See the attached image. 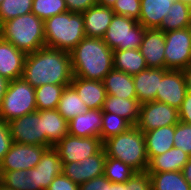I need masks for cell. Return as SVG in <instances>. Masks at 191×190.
<instances>
[{"instance_id":"f6af8a7d","label":"cell","mask_w":191,"mask_h":190,"mask_svg":"<svg viewBox=\"0 0 191 190\" xmlns=\"http://www.w3.org/2000/svg\"><path fill=\"white\" fill-rule=\"evenodd\" d=\"M179 120L191 124V93L186 92L185 98L181 104V107L178 109Z\"/></svg>"},{"instance_id":"7dc6e473","label":"cell","mask_w":191,"mask_h":190,"mask_svg":"<svg viewBox=\"0 0 191 190\" xmlns=\"http://www.w3.org/2000/svg\"><path fill=\"white\" fill-rule=\"evenodd\" d=\"M182 72L185 78L187 92L191 93V64L187 68H184Z\"/></svg>"},{"instance_id":"f546056e","label":"cell","mask_w":191,"mask_h":190,"mask_svg":"<svg viewBox=\"0 0 191 190\" xmlns=\"http://www.w3.org/2000/svg\"><path fill=\"white\" fill-rule=\"evenodd\" d=\"M88 110L86 104L80 99L76 90L71 86L63 89L57 111L69 122L79 114Z\"/></svg>"},{"instance_id":"e0dca14e","label":"cell","mask_w":191,"mask_h":190,"mask_svg":"<svg viewBox=\"0 0 191 190\" xmlns=\"http://www.w3.org/2000/svg\"><path fill=\"white\" fill-rule=\"evenodd\" d=\"M26 53L0 37V76L8 81L20 79L26 59Z\"/></svg>"},{"instance_id":"f35d334b","label":"cell","mask_w":191,"mask_h":190,"mask_svg":"<svg viewBox=\"0 0 191 190\" xmlns=\"http://www.w3.org/2000/svg\"><path fill=\"white\" fill-rule=\"evenodd\" d=\"M174 147L180 148L191 157V124L179 121L175 125Z\"/></svg>"},{"instance_id":"9c48e42d","label":"cell","mask_w":191,"mask_h":190,"mask_svg":"<svg viewBox=\"0 0 191 190\" xmlns=\"http://www.w3.org/2000/svg\"><path fill=\"white\" fill-rule=\"evenodd\" d=\"M178 109L159 101H149L140 106L139 120L135 125L142 132L179 122Z\"/></svg>"},{"instance_id":"60d3db41","label":"cell","mask_w":191,"mask_h":190,"mask_svg":"<svg viewBox=\"0 0 191 190\" xmlns=\"http://www.w3.org/2000/svg\"><path fill=\"white\" fill-rule=\"evenodd\" d=\"M13 139L10 135L8 123L0 119V162L9 151Z\"/></svg>"},{"instance_id":"f907efd6","label":"cell","mask_w":191,"mask_h":190,"mask_svg":"<svg viewBox=\"0 0 191 190\" xmlns=\"http://www.w3.org/2000/svg\"><path fill=\"white\" fill-rule=\"evenodd\" d=\"M179 1L191 6V0H179Z\"/></svg>"},{"instance_id":"7bdbcfd3","label":"cell","mask_w":191,"mask_h":190,"mask_svg":"<svg viewBox=\"0 0 191 190\" xmlns=\"http://www.w3.org/2000/svg\"><path fill=\"white\" fill-rule=\"evenodd\" d=\"M112 184L104 175L93 178L79 185L80 190H109Z\"/></svg>"},{"instance_id":"4316f807","label":"cell","mask_w":191,"mask_h":190,"mask_svg":"<svg viewBox=\"0 0 191 190\" xmlns=\"http://www.w3.org/2000/svg\"><path fill=\"white\" fill-rule=\"evenodd\" d=\"M141 103L137 99L119 98L106 95L102 112L116 114L126 119L132 126L139 120Z\"/></svg>"},{"instance_id":"cb8c5ba5","label":"cell","mask_w":191,"mask_h":190,"mask_svg":"<svg viewBox=\"0 0 191 190\" xmlns=\"http://www.w3.org/2000/svg\"><path fill=\"white\" fill-rule=\"evenodd\" d=\"M175 0H140L141 13L137 20L144 28L154 29L161 25Z\"/></svg>"},{"instance_id":"2e32d148","label":"cell","mask_w":191,"mask_h":190,"mask_svg":"<svg viewBox=\"0 0 191 190\" xmlns=\"http://www.w3.org/2000/svg\"><path fill=\"white\" fill-rule=\"evenodd\" d=\"M139 50L148 68H165V32L146 29Z\"/></svg>"},{"instance_id":"4fadbf2b","label":"cell","mask_w":191,"mask_h":190,"mask_svg":"<svg viewBox=\"0 0 191 190\" xmlns=\"http://www.w3.org/2000/svg\"><path fill=\"white\" fill-rule=\"evenodd\" d=\"M63 168L64 163L57 151L48 148L39 163L28 170L30 190H46L56 176L63 174Z\"/></svg>"},{"instance_id":"52a82bcc","label":"cell","mask_w":191,"mask_h":190,"mask_svg":"<svg viewBox=\"0 0 191 190\" xmlns=\"http://www.w3.org/2000/svg\"><path fill=\"white\" fill-rule=\"evenodd\" d=\"M145 31L136 19L114 14L102 39L111 50L138 49Z\"/></svg>"},{"instance_id":"83f0119b","label":"cell","mask_w":191,"mask_h":190,"mask_svg":"<svg viewBox=\"0 0 191 190\" xmlns=\"http://www.w3.org/2000/svg\"><path fill=\"white\" fill-rule=\"evenodd\" d=\"M114 69L135 75L147 69L145 58L138 49L113 50Z\"/></svg>"},{"instance_id":"277c9868","label":"cell","mask_w":191,"mask_h":190,"mask_svg":"<svg viewBox=\"0 0 191 190\" xmlns=\"http://www.w3.org/2000/svg\"><path fill=\"white\" fill-rule=\"evenodd\" d=\"M0 37L26 54L45 47L44 20L32 12L1 24Z\"/></svg>"},{"instance_id":"8fae6325","label":"cell","mask_w":191,"mask_h":190,"mask_svg":"<svg viewBox=\"0 0 191 190\" xmlns=\"http://www.w3.org/2000/svg\"><path fill=\"white\" fill-rule=\"evenodd\" d=\"M102 147L103 142L98 137H76L69 134L53 146L63 163L78 162L96 154Z\"/></svg>"},{"instance_id":"4dcf8cb0","label":"cell","mask_w":191,"mask_h":190,"mask_svg":"<svg viewBox=\"0 0 191 190\" xmlns=\"http://www.w3.org/2000/svg\"><path fill=\"white\" fill-rule=\"evenodd\" d=\"M152 190H191L182 171L149 173Z\"/></svg>"},{"instance_id":"836d02e7","label":"cell","mask_w":191,"mask_h":190,"mask_svg":"<svg viewBox=\"0 0 191 190\" xmlns=\"http://www.w3.org/2000/svg\"><path fill=\"white\" fill-rule=\"evenodd\" d=\"M132 125L124 118L109 112H102L101 141L127 131Z\"/></svg>"},{"instance_id":"603a6c76","label":"cell","mask_w":191,"mask_h":190,"mask_svg":"<svg viewBox=\"0 0 191 190\" xmlns=\"http://www.w3.org/2000/svg\"><path fill=\"white\" fill-rule=\"evenodd\" d=\"M42 126L45 132V146L49 148L69 134L68 121L57 109L42 111Z\"/></svg>"},{"instance_id":"484cf974","label":"cell","mask_w":191,"mask_h":190,"mask_svg":"<svg viewBox=\"0 0 191 190\" xmlns=\"http://www.w3.org/2000/svg\"><path fill=\"white\" fill-rule=\"evenodd\" d=\"M190 156L180 148L172 147L165 153L154 156L149 160L147 172L160 173L170 171H181L188 162Z\"/></svg>"},{"instance_id":"d6986e66","label":"cell","mask_w":191,"mask_h":190,"mask_svg":"<svg viewBox=\"0 0 191 190\" xmlns=\"http://www.w3.org/2000/svg\"><path fill=\"white\" fill-rule=\"evenodd\" d=\"M111 7L95 4L82 13L85 36L103 38L114 16Z\"/></svg>"},{"instance_id":"1f68e13d","label":"cell","mask_w":191,"mask_h":190,"mask_svg":"<svg viewBox=\"0 0 191 190\" xmlns=\"http://www.w3.org/2000/svg\"><path fill=\"white\" fill-rule=\"evenodd\" d=\"M68 85L44 84L35 88L37 111L57 109L63 89Z\"/></svg>"},{"instance_id":"ba28073f","label":"cell","mask_w":191,"mask_h":190,"mask_svg":"<svg viewBox=\"0 0 191 190\" xmlns=\"http://www.w3.org/2000/svg\"><path fill=\"white\" fill-rule=\"evenodd\" d=\"M165 69L183 70L191 64V27L165 32Z\"/></svg>"},{"instance_id":"c3c4849f","label":"cell","mask_w":191,"mask_h":190,"mask_svg":"<svg viewBox=\"0 0 191 190\" xmlns=\"http://www.w3.org/2000/svg\"><path fill=\"white\" fill-rule=\"evenodd\" d=\"M8 83H9V81L6 78L0 76V105H1V102L3 101L4 95L6 93Z\"/></svg>"},{"instance_id":"7c38bea8","label":"cell","mask_w":191,"mask_h":190,"mask_svg":"<svg viewBox=\"0 0 191 190\" xmlns=\"http://www.w3.org/2000/svg\"><path fill=\"white\" fill-rule=\"evenodd\" d=\"M48 148L47 146L13 142L0 162V171L30 170L39 163Z\"/></svg>"},{"instance_id":"ee69618b","label":"cell","mask_w":191,"mask_h":190,"mask_svg":"<svg viewBox=\"0 0 191 190\" xmlns=\"http://www.w3.org/2000/svg\"><path fill=\"white\" fill-rule=\"evenodd\" d=\"M68 11L83 13L96 4L95 0H65Z\"/></svg>"},{"instance_id":"8d00e7d4","label":"cell","mask_w":191,"mask_h":190,"mask_svg":"<svg viewBox=\"0 0 191 190\" xmlns=\"http://www.w3.org/2000/svg\"><path fill=\"white\" fill-rule=\"evenodd\" d=\"M28 170L0 171L1 184L11 190H30Z\"/></svg>"},{"instance_id":"e575fe53","label":"cell","mask_w":191,"mask_h":190,"mask_svg":"<svg viewBox=\"0 0 191 190\" xmlns=\"http://www.w3.org/2000/svg\"><path fill=\"white\" fill-rule=\"evenodd\" d=\"M32 5L33 0H3L0 4V24L17 16L31 13Z\"/></svg>"},{"instance_id":"f1b7e54d","label":"cell","mask_w":191,"mask_h":190,"mask_svg":"<svg viewBox=\"0 0 191 190\" xmlns=\"http://www.w3.org/2000/svg\"><path fill=\"white\" fill-rule=\"evenodd\" d=\"M188 27H191V6L175 0L157 29L168 32Z\"/></svg>"},{"instance_id":"3957f363","label":"cell","mask_w":191,"mask_h":190,"mask_svg":"<svg viewBox=\"0 0 191 190\" xmlns=\"http://www.w3.org/2000/svg\"><path fill=\"white\" fill-rule=\"evenodd\" d=\"M106 157H112L131 166L137 172L147 171L149 159L143 132L136 126L103 141Z\"/></svg>"},{"instance_id":"5bb4252c","label":"cell","mask_w":191,"mask_h":190,"mask_svg":"<svg viewBox=\"0 0 191 190\" xmlns=\"http://www.w3.org/2000/svg\"><path fill=\"white\" fill-rule=\"evenodd\" d=\"M106 154L103 147L94 155L78 162L64 163L63 174L80 185L103 175Z\"/></svg>"},{"instance_id":"30bf717a","label":"cell","mask_w":191,"mask_h":190,"mask_svg":"<svg viewBox=\"0 0 191 190\" xmlns=\"http://www.w3.org/2000/svg\"><path fill=\"white\" fill-rule=\"evenodd\" d=\"M13 142L45 146L42 111H36L8 122Z\"/></svg>"},{"instance_id":"ac0fdd59","label":"cell","mask_w":191,"mask_h":190,"mask_svg":"<svg viewBox=\"0 0 191 190\" xmlns=\"http://www.w3.org/2000/svg\"><path fill=\"white\" fill-rule=\"evenodd\" d=\"M167 70L165 68H147L133 75L135 93L141 104L156 100L159 81Z\"/></svg>"},{"instance_id":"ffe728a7","label":"cell","mask_w":191,"mask_h":190,"mask_svg":"<svg viewBox=\"0 0 191 190\" xmlns=\"http://www.w3.org/2000/svg\"><path fill=\"white\" fill-rule=\"evenodd\" d=\"M70 85L88 109H103L107 95L103 81L73 77Z\"/></svg>"},{"instance_id":"681fc988","label":"cell","mask_w":191,"mask_h":190,"mask_svg":"<svg viewBox=\"0 0 191 190\" xmlns=\"http://www.w3.org/2000/svg\"><path fill=\"white\" fill-rule=\"evenodd\" d=\"M117 0H95L96 4L112 7Z\"/></svg>"},{"instance_id":"7a4b0ae2","label":"cell","mask_w":191,"mask_h":190,"mask_svg":"<svg viewBox=\"0 0 191 190\" xmlns=\"http://www.w3.org/2000/svg\"><path fill=\"white\" fill-rule=\"evenodd\" d=\"M73 77L103 81L114 68L113 50L102 38L84 37L70 52Z\"/></svg>"},{"instance_id":"8992f818","label":"cell","mask_w":191,"mask_h":190,"mask_svg":"<svg viewBox=\"0 0 191 190\" xmlns=\"http://www.w3.org/2000/svg\"><path fill=\"white\" fill-rule=\"evenodd\" d=\"M36 111L35 88L22 78L9 81L0 105V119L8 123Z\"/></svg>"},{"instance_id":"5b68a950","label":"cell","mask_w":191,"mask_h":190,"mask_svg":"<svg viewBox=\"0 0 191 190\" xmlns=\"http://www.w3.org/2000/svg\"><path fill=\"white\" fill-rule=\"evenodd\" d=\"M45 46L71 52L85 37L82 13L67 11L44 20Z\"/></svg>"},{"instance_id":"ab89813d","label":"cell","mask_w":191,"mask_h":190,"mask_svg":"<svg viewBox=\"0 0 191 190\" xmlns=\"http://www.w3.org/2000/svg\"><path fill=\"white\" fill-rule=\"evenodd\" d=\"M111 9L117 15L138 20L141 13L140 0H117Z\"/></svg>"},{"instance_id":"d4e9b609","label":"cell","mask_w":191,"mask_h":190,"mask_svg":"<svg viewBox=\"0 0 191 190\" xmlns=\"http://www.w3.org/2000/svg\"><path fill=\"white\" fill-rule=\"evenodd\" d=\"M107 95L119 98L137 99L133 75L112 69L103 79Z\"/></svg>"},{"instance_id":"d6a6232c","label":"cell","mask_w":191,"mask_h":190,"mask_svg":"<svg viewBox=\"0 0 191 190\" xmlns=\"http://www.w3.org/2000/svg\"><path fill=\"white\" fill-rule=\"evenodd\" d=\"M137 171L131 166L112 157H107L103 175L112 183H125Z\"/></svg>"},{"instance_id":"74e56055","label":"cell","mask_w":191,"mask_h":190,"mask_svg":"<svg viewBox=\"0 0 191 190\" xmlns=\"http://www.w3.org/2000/svg\"><path fill=\"white\" fill-rule=\"evenodd\" d=\"M109 190H152L149 173L136 172L125 183H112Z\"/></svg>"},{"instance_id":"bcb514c9","label":"cell","mask_w":191,"mask_h":190,"mask_svg":"<svg viewBox=\"0 0 191 190\" xmlns=\"http://www.w3.org/2000/svg\"><path fill=\"white\" fill-rule=\"evenodd\" d=\"M181 171H182L184 179L191 186V157L189 158L188 162L184 165Z\"/></svg>"},{"instance_id":"6da1fadb","label":"cell","mask_w":191,"mask_h":190,"mask_svg":"<svg viewBox=\"0 0 191 190\" xmlns=\"http://www.w3.org/2000/svg\"><path fill=\"white\" fill-rule=\"evenodd\" d=\"M21 78L34 88L44 84L69 86L73 78L70 52L45 46L27 54Z\"/></svg>"},{"instance_id":"816d5d0a","label":"cell","mask_w":191,"mask_h":190,"mask_svg":"<svg viewBox=\"0 0 191 190\" xmlns=\"http://www.w3.org/2000/svg\"><path fill=\"white\" fill-rule=\"evenodd\" d=\"M0 190H11V189H8L4 185L0 184Z\"/></svg>"},{"instance_id":"44dd1931","label":"cell","mask_w":191,"mask_h":190,"mask_svg":"<svg viewBox=\"0 0 191 190\" xmlns=\"http://www.w3.org/2000/svg\"><path fill=\"white\" fill-rule=\"evenodd\" d=\"M102 128V109H88L68 122L69 135L98 137Z\"/></svg>"},{"instance_id":"d590c367","label":"cell","mask_w":191,"mask_h":190,"mask_svg":"<svg viewBox=\"0 0 191 190\" xmlns=\"http://www.w3.org/2000/svg\"><path fill=\"white\" fill-rule=\"evenodd\" d=\"M32 13L42 20L67 12L65 0H33Z\"/></svg>"},{"instance_id":"7402d4cb","label":"cell","mask_w":191,"mask_h":190,"mask_svg":"<svg viewBox=\"0 0 191 190\" xmlns=\"http://www.w3.org/2000/svg\"><path fill=\"white\" fill-rule=\"evenodd\" d=\"M147 157L161 155L174 147L175 125L163 126L151 131L143 132Z\"/></svg>"},{"instance_id":"b9f144b4","label":"cell","mask_w":191,"mask_h":190,"mask_svg":"<svg viewBox=\"0 0 191 190\" xmlns=\"http://www.w3.org/2000/svg\"><path fill=\"white\" fill-rule=\"evenodd\" d=\"M46 190H80L79 185L74 183L66 175L56 176Z\"/></svg>"},{"instance_id":"9a60e30c","label":"cell","mask_w":191,"mask_h":190,"mask_svg":"<svg viewBox=\"0 0 191 190\" xmlns=\"http://www.w3.org/2000/svg\"><path fill=\"white\" fill-rule=\"evenodd\" d=\"M187 92L182 70L168 69L159 81L156 101L168 104L176 109L181 107Z\"/></svg>"}]
</instances>
